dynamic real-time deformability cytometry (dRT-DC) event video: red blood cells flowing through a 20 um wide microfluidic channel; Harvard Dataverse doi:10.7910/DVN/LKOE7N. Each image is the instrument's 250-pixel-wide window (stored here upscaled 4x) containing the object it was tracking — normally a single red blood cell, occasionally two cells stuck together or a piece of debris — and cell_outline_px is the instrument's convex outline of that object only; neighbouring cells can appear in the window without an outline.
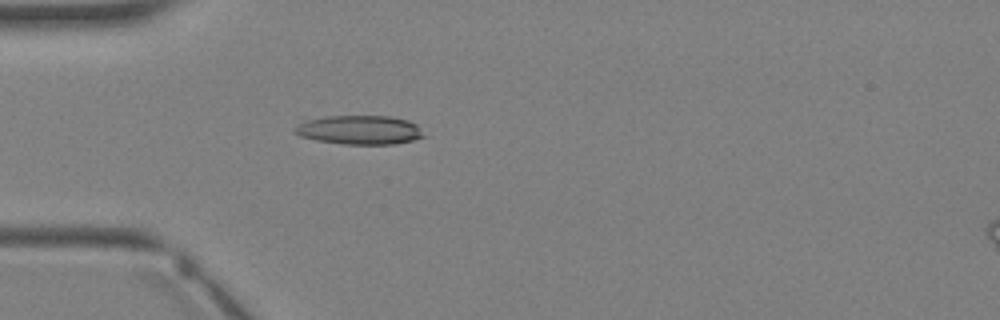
{"species": "Egyptian fruit bat (a non-hibernating species)", "species_latin": "Rousettus aegyptiacus", "temperature_condition": "warm", "stored_images_in_passage": 1, "camera_frame_rate_fps": 3000, "um_per_image_px": 0.085, "animal": {"sex": "female"}, "frame": {"image": 1, "passage_image": 1, "time_ms": 0.0, "image_size_px": [1000, 320], "cell_outline_px": [[424, 136], [412, 140], [396, 144], [344, 144], [316, 140], [300, 136], [292, 132], [292, 128], [304, 120], [324, 116], [392, 116], [408, 120], [416, 124]], "centroid_in_image_um": [30.5, 11.03], "position_along_channel_um": 54.5, "area_um2": 21.91}}